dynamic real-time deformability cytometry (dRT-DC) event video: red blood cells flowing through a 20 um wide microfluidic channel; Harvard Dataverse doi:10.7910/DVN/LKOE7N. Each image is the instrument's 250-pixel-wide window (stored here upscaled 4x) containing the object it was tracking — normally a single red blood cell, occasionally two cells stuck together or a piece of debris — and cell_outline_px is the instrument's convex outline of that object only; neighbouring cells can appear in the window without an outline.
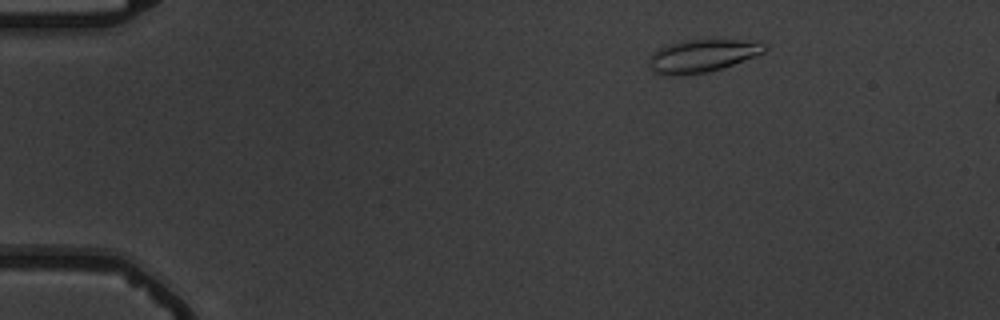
{"species": "common noctule bat (a hibernating species)", "species_latin": "Nyctalus noctula", "temperature_condition": "warm", "stored_images_in_passage": 5, "camera_frame_rate_fps": 3000, "um_per_image_px": 0.085, "animal": {"sex": "male", "body_mass_g": 19.5, "forearm_length_mm": 54.6}, "frame": {"image": 1, "passage_image": 3, "time_ms": 2.333, "image_size_px": [1000, 320], "cell_outline_px": [[768, 48], [764, 52], [756, 56], [724, 68], [708, 72], [676, 76], [664, 76], [652, 72], [648, 64], [648, 56], [652, 52], [668, 44], [684, 40], [756, 40], [768, 44]], "centroid_in_image_um": [59.68, 4.75], "position_along_channel_um": 25.3, "area_um2": 22.66}}